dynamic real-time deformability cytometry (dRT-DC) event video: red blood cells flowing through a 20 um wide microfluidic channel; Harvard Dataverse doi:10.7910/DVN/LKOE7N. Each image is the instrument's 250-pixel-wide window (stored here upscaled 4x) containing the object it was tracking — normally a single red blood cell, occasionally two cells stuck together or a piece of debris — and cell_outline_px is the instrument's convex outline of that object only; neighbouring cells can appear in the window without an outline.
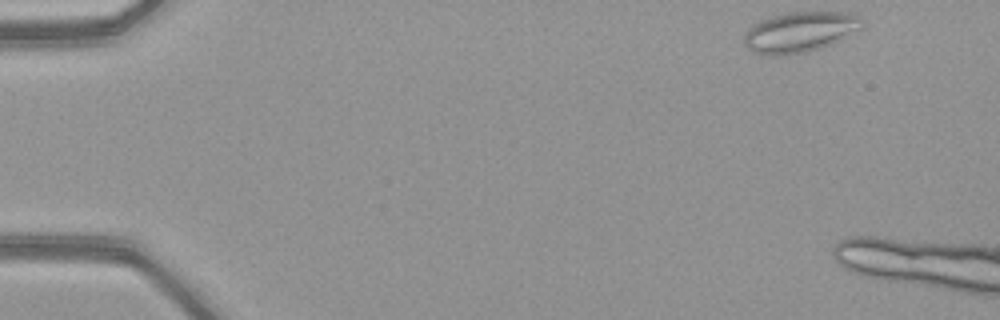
{"species": "common noctule bat (a hibernating species)", "species_latin": "Nyctalus noctula", "temperature_condition": "warm", "stored_images_in_passage": 5, "camera_frame_rate_fps": 3000, "um_per_image_px": 0.085, "animal": {"sex": "female", "body_mass_g": 21.9}, "frame": {"image": 1, "passage_image": 1, "time_ms": 0.0, "image_size_px": [1000, 320], "cell_outline_px": [[860, 28], [840, 40], [832, 44], [820, 48], [804, 52], [780, 56], [772, 56], [752, 52], [744, 44], [744, 36], [760, 20], [772, 16], [788, 12], [852, 12], [860, 16]], "centroid_in_image_um": [67.99, 2.72], "position_along_channel_um": 17.0, "area_um2": 27.51}}